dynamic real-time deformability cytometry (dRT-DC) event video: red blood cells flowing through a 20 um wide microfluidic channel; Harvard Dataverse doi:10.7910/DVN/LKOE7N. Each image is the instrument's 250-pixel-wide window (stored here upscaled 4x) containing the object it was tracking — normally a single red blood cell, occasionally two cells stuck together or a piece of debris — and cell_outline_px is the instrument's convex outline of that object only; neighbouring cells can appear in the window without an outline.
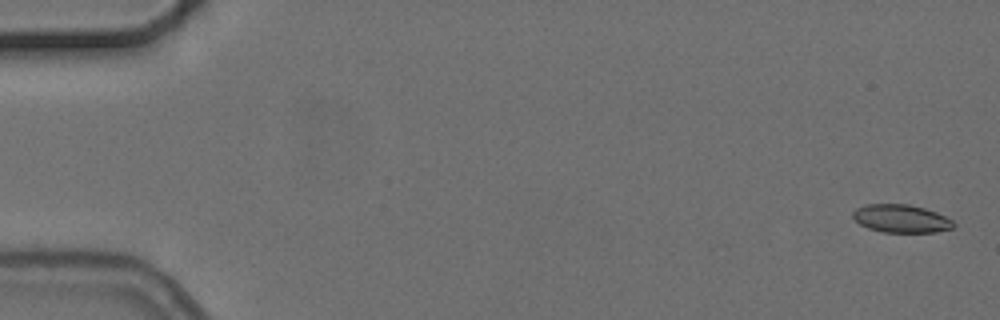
{"species": "common noctule bat (a hibernating species)", "species_latin": "Nyctalus noctula", "temperature_condition": "cold", "stored_images_in_passage": 8, "camera_frame_rate_fps": 3000, "um_per_image_px": 0.085, "animal": {"sex": "female", "body_mass_g": 24.6, "forearm_length_mm": 56.2}, "frame": {"image": 1, "passage_image": 1, "time_ms": 0.0, "image_size_px": [1000, 320], "cell_outline_px": [[956, 224], [952, 228], [936, 232], [884, 232], [868, 228], [860, 224], [852, 216], [852, 212], [856, 208], [864, 204], [908, 204], [924, 208], [936, 212], [952, 220]], "centroid_in_image_um": [76.58, 18.57], "position_along_channel_um": 8.4, "area_um2": 16.42}}
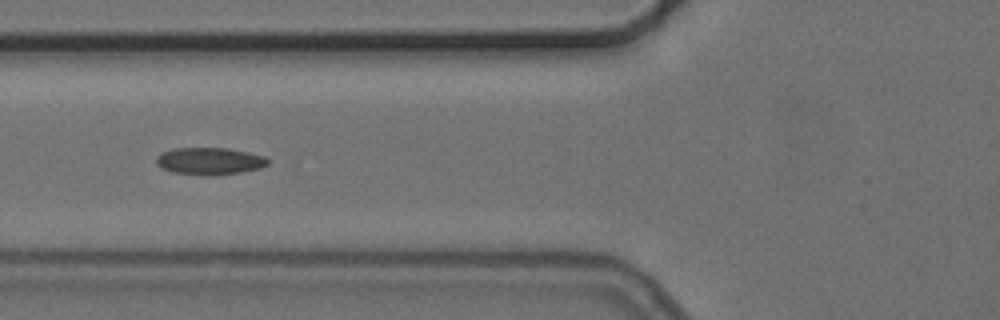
{"frame": {"image": 2, "passage_image": 6, "time_ms": 6.667, "image_size_px": [1000, 320], "cell_outline_px": [[272, 160], [268, 164], [260, 168], [240, 172], [212, 176], [204, 176], [172, 172], [160, 168], [156, 164], [156, 156], [160, 152], [172, 148], [228, 148], [248, 152], [264, 156]], "centroid_in_image_um": [17.79, 13.69], "position_along_channel_um": 108.0, "area_um2": 18.03}}
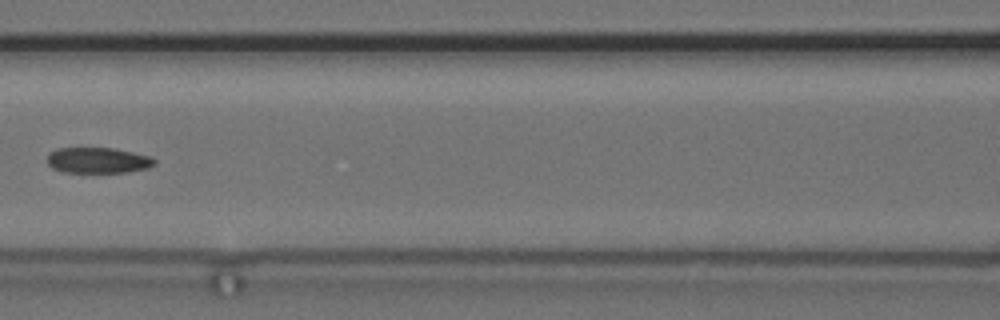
{"frame": {"image": 3, "passage_image": 7, "time_ms": 8.0, "image_size_px": [1000, 320], "cell_outline_px": [[156, 164], [148, 168], [128, 172], [60, 172], [52, 168], [48, 164], [48, 152], [56, 148], [116, 148], [152, 156], [156, 160]], "centroid_in_image_um": [8.34, 13.62], "position_along_channel_um": 158.3, "area_um2": 16.36}}